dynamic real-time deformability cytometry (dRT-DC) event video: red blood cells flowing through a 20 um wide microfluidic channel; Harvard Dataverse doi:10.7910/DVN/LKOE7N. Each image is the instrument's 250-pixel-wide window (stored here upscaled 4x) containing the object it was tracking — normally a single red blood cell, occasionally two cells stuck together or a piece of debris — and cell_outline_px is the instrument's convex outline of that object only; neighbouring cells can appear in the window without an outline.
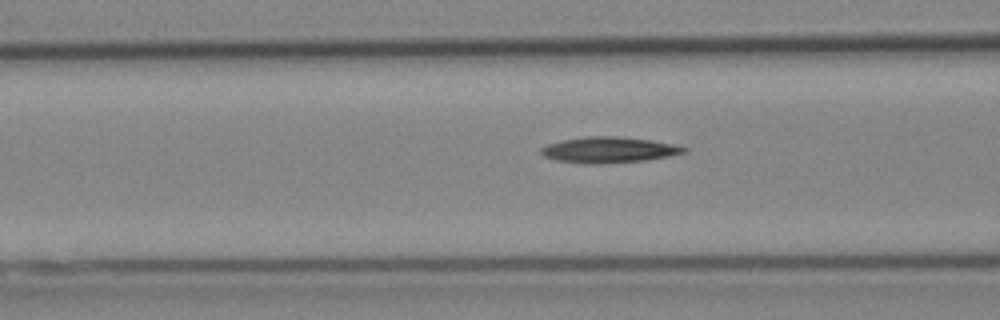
{"species": "Egyptian fruit bat (a non-hibernating species)", "species_latin": "Rousettus aegyptiacus", "temperature_condition": "cold", "stored_images_in_passage": 37, "camera_frame_rate_fps": 3000, "um_per_image_px": 0.085, "animal": {"sex": "female"}, "frame": {"image": 1, "passage_image": 16, "time_ms": 5.0, "image_size_px": [1000, 320], "cell_outline_px": [[688, 152], [668, 156], [644, 160], [604, 164], [580, 164], [556, 160], [544, 156], [540, 152], [540, 148], [548, 144], [560, 140], [588, 136], [616, 136], [652, 140], [672, 144], [688, 148]], "centroid_in_image_um": [51.72, 12.74], "position_along_channel_um": 114.9, "area_um2": 21.68}}
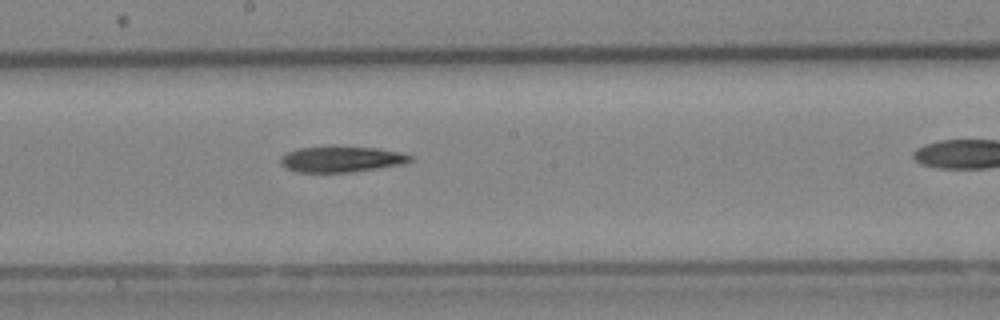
{"frame": {"image": 2, "passage_image": 24, "time_ms": 7.667, "image_size_px": [1000, 320], "cell_outline_px": [[412, 160], [404, 164], [352, 172], [296, 172], [280, 164], [280, 160], [288, 152], [296, 148], [376, 148], [400, 152], [412, 156]], "centroid_in_image_um": [29.04, 13.56], "position_along_channel_um": 219.2, "area_um2": 18.9}}
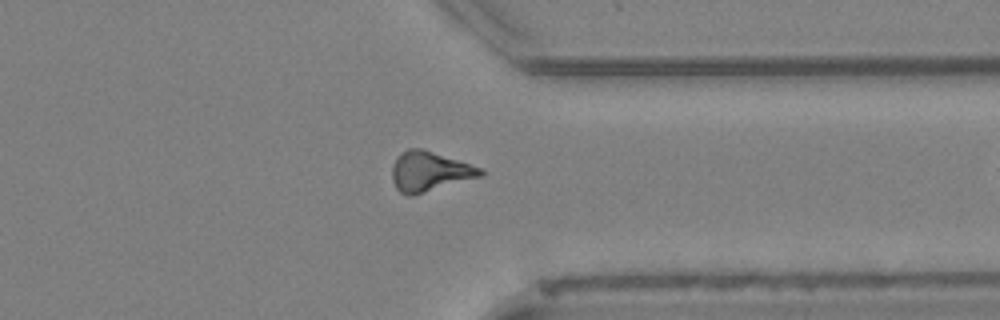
{"frame": {"image": 3, "passage_image": 36, "time_ms": 11.667, "image_size_px": [1000, 320], "cell_outline_px": [[484, 176], [412, 196], [408, 196], [400, 192], [396, 188], [392, 180], [392, 164], [396, 156], [400, 152], [408, 148], [420, 148], [484, 168]], "centroid_in_image_um": [36.51, 14.58], "position_along_channel_um": 374.9, "area_um2": 20.81}}